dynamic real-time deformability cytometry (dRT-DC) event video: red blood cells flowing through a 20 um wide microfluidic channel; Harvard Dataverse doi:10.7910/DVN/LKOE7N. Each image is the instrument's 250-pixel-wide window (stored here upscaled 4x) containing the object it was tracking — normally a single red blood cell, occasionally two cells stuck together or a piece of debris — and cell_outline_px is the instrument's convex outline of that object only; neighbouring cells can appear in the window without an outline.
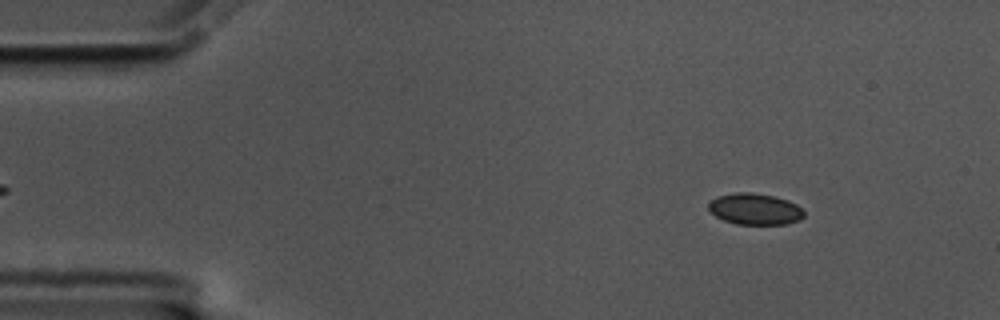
{"species": "common noctule bat (a hibernating species)", "species_latin": "Nyctalus noctula", "temperature_condition": "cold", "stored_images_in_passage": 56, "camera_frame_rate_fps": 3000, "um_per_image_px": 0.085, "animal": {"sex": "male", "body_mass_g": 17.5, "forearm_length_mm": 52.3}, "frame": {"image": 1, "passage_image": 6, "time_ms": 1.667, "image_size_px": [1000, 320], "cell_outline_px": [[804, 216], [800, 220], [784, 224], [736, 224], [724, 220], [716, 216], [708, 208], [708, 204], [716, 196], [736, 192], [752, 192], [772, 196], [788, 200], [796, 204], [804, 212]], "centroid_in_image_um": [64.16, 17.76], "position_along_channel_um": 20.8, "area_um2": 17.34}}
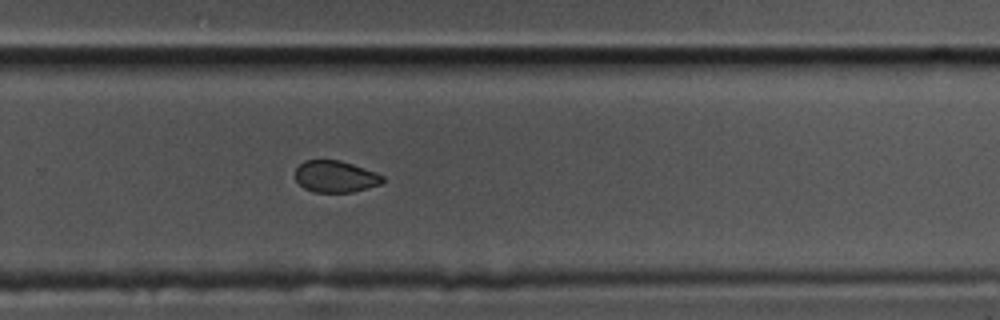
{"frame": {"image": 2, "passage_image": 37, "time_ms": 12.0, "image_size_px": [1000, 320], "cell_outline_px": [[384, 180], [380, 184], [352, 192], [312, 192], [304, 188], [296, 180], [296, 168], [304, 160], [340, 160], [376, 172], [384, 176]], "centroid_in_image_um": [28.5, 15.0], "position_along_channel_um": 301.3, "area_um2": 16.07}}
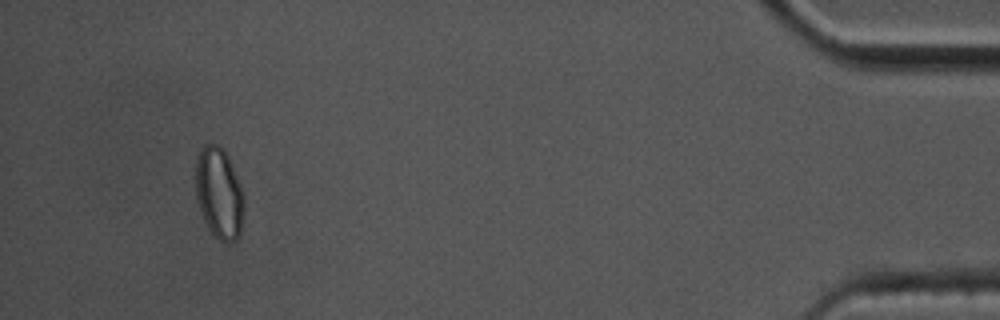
{"frame": {"image": 3, "passage_image": 53, "time_ms": 17.333, "image_size_px": [1000, 320], "cell_outline_px": [[244, 216], [240, 232], [236, 240], [220, 240], [208, 228], [204, 220], [196, 196], [196, 156], [200, 148], [204, 144], [216, 144], [228, 156], [244, 196]], "centroid_in_image_um": [18.62, 16.4], "position_along_channel_um": 416.6, "area_um2": 25.37}, "authors_computed_cell_mechanics": {"area_um2": 17.7446, "velocity_mm_per_s": 3.4817, "shape_relaxation_time_tau1_ms": null, "shape_relaxation_time_tau2_ms": 6.2995, "deformation_change_tau1": null, "deformation_change_tau2": 0.074}}